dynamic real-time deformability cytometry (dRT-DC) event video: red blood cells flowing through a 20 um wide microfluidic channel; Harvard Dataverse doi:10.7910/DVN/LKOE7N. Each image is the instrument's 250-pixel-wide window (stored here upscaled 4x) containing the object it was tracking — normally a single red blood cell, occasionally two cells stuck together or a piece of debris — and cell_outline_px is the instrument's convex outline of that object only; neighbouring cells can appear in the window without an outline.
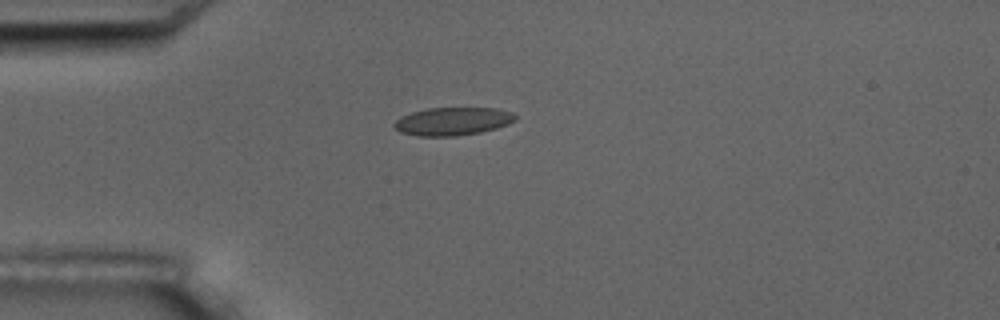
{"species": "common noctule bat (a hibernating species)", "species_latin": "Nyctalus noctula", "temperature_condition": "room temperature", "stored_images_in_passage": 8, "camera_frame_rate_fps": 3000, "um_per_image_px": 0.085, "animal": {"sex": "male", "body_mass_g": 17.5, "forearm_length_mm": 52.3}, "frame": {"image": 1, "passage_image": 1, "time_ms": 0.0, "image_size_px": [1000, 320], "cell_outline_px": [[516, 120], [508, 124], [496, 128], [480, 132], [456, 136], [416, 136], [400, 132], [392, 124], [400, 116], [412, 112], [428, 108], [496, 108], [512, 112], [516, 116]], "centroid_in_image_um": [38.46, 10.31], "position_along_channel_um": 46.5, "area_um2": 19.83}}
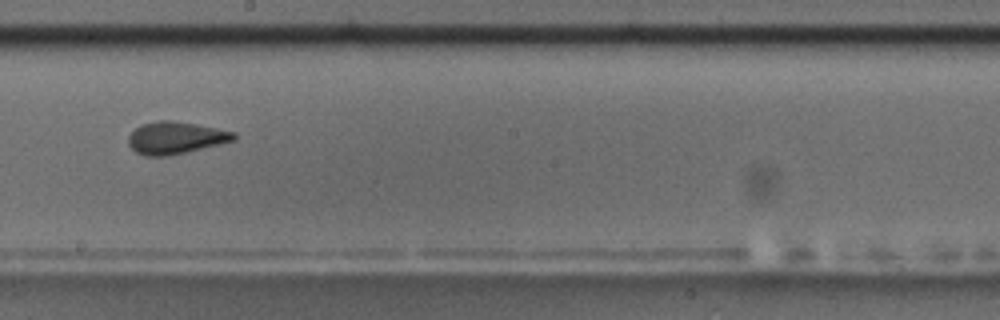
{"frame": {"image": 2, "passage_image": 6, "time_ms": 5.667, "image_size_px": [1000, 320], "cell_outline_px": [[236, 140], [220, 144], [168, 156], [144, 156], [136, 152], [128, 144], [128, 136], [140, 124], [160, 120], [172, 120], [216, 128], [236, 132]], "centroid_in_image_um": [14.91, 11.71], "position_along_channel_um": 233.3, "area_um2": 19.77}}
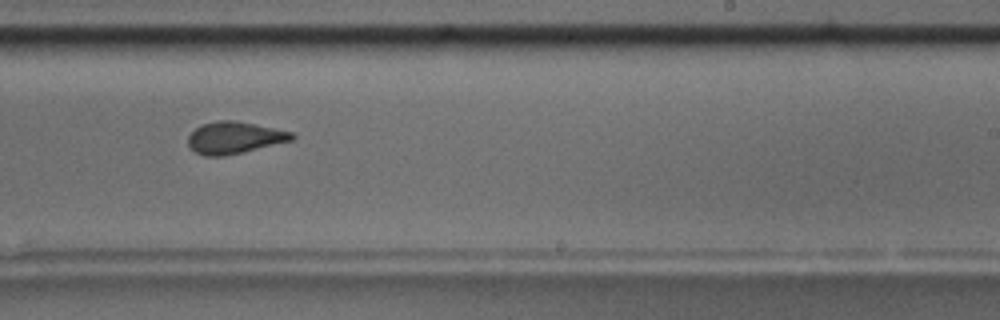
{"frame": {"image": 3, "passage_image": 7, "time_ms": 6.667, "image_size_px": [1000, 320], "cell_outline_px": [[296, 136], [292, 140], [224, 156], [204, 156], [196, 152], [188, 144], [188, 136], [200, 124], [220, 120], [236, 120], [256, 124], [292, 132]], "centroid_in_image_um": [19.91, 11.69], "position_along_channel_um": 269.1, "area_um2": 19.13}}